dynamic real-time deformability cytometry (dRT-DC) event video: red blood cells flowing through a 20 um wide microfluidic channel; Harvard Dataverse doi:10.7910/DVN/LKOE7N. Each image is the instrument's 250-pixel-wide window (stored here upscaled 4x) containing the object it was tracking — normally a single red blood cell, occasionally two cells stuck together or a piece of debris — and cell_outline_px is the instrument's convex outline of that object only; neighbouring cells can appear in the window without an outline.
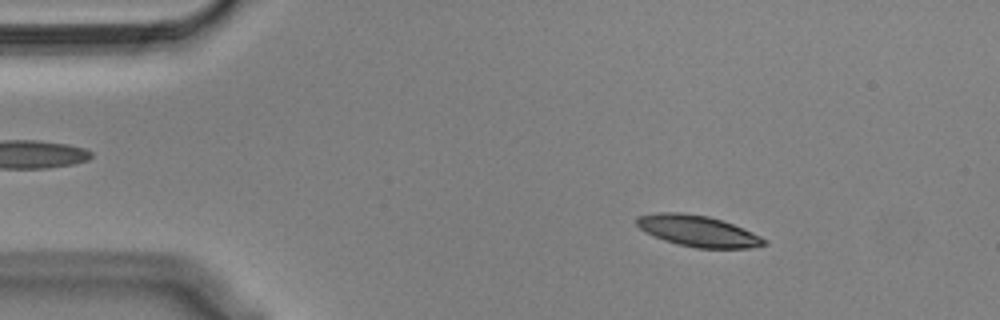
{"species": "Egyptian fruit bat (a non-hibernating species)", "species_latin": "Rousettus aegyptiacus", "temperature_condition": "cold", "stored_images_in_passage": 55, "camera_frame_rate_fps": 3000, "um_per_image_px": 0.085, "animal": {"sex": "male"}, "frame": {"image": 1, "passage_image": 8, "time_ms": 2.333, "image_size_px": [1000, 320], "cell_outline_px": [[764, 244], [748, 248], [696, 248], [676, 244], [664, 240], [644, 232], [636, 224], [636, 216], [656, 212], [680, 212], [708, 216], [732, 224], [760, 236], [764, 240]], "centroid_in_image_um": [59.22, 19.62], "position_along_channel_um": 25.8, "area_um2": 22.89}}
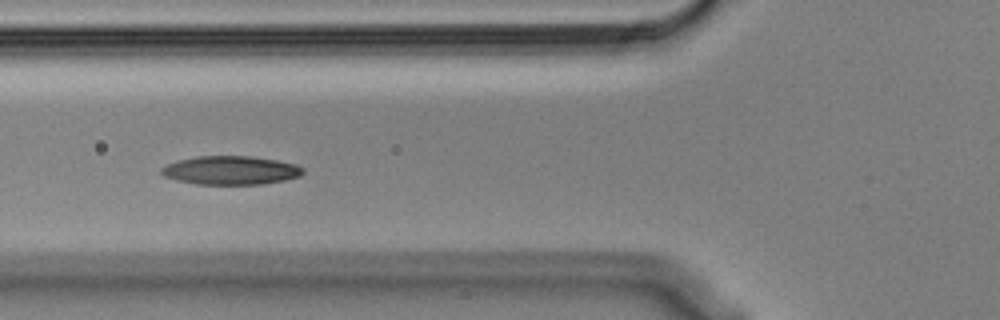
{"frame": {"image": 2, "passage_image": 20, "time_ms": 6.333, "image_size_px": [1000, 320], "cell_outline_px": [[304, 172], [300, 176], [284, 180], [260, 184], [196, 184], [176, 180], [164, 176], [160, 172], [160, 168], [168, 164], [180, 160], [196, 156], [252, 156], [276, 160], [296, 164], [304, 168]], "centroid_in_image_um": [19.61, 14.47], "position_along_channel_um": 106.2, "area_um2": 23.58}}
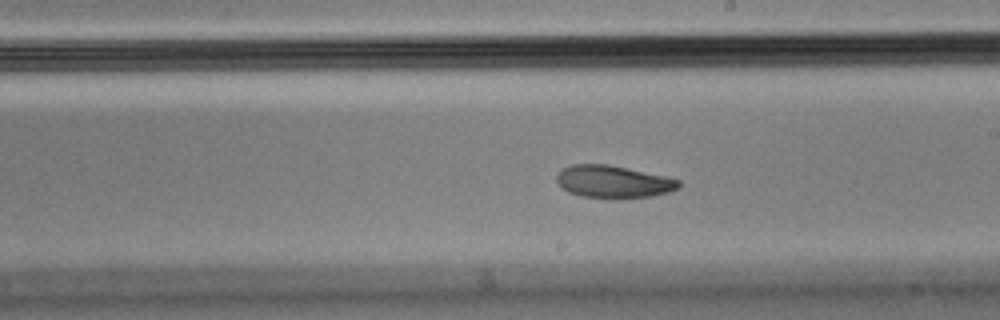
{"frame": {"image": 3, "passage_image": 31, "time_ms": 10.0, "image_size_px": [1000, 320], "cell_outline_px": [[680, 188], [668, 192], [652, 196], [580, 196], [568, 192], [556, 180], [556, 176], [564, 168], [572, 164], [608, 164], [628, 168], [664, 176], [680, 180]], "centroid_in_image_um": [52.14, 15.41], "position_along_channel_um": 236.9, "area_um2": 22.31}, "authors_computed_cell_mechanics": {"area_um2": 23.5824, "velocity_mm_per_s": 3.5587, "shape_relaxation_time_tau1_ms": 4.4196, "shape_relaxation_time_tau2_ms": 10.0776, "deformation_change_tau1": 0.1332, "deformation_change_tau2": 0.1518}}